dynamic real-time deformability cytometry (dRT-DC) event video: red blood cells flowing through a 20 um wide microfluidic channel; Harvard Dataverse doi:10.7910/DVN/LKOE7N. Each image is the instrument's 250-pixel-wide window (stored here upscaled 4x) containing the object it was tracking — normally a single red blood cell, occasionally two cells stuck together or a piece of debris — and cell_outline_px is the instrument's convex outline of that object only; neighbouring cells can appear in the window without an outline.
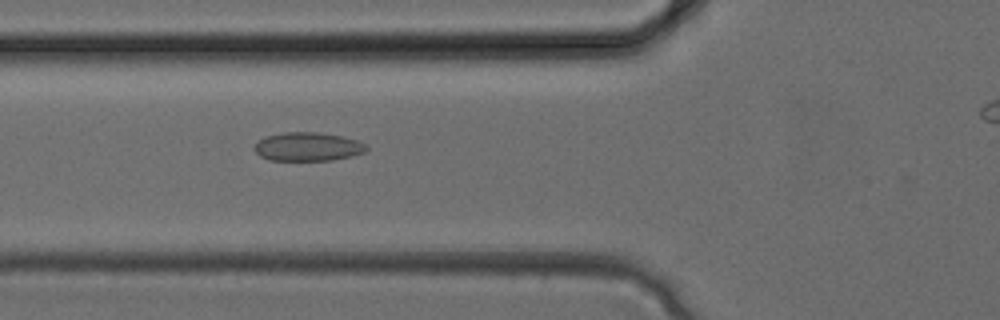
{"species": "common noctule bat (a hibernating species)", "species_latin": "Nyctalus noctula", "temperature_condition": "cold", "stored_images_in_passage": 23, "camera_frame_rate_fps": 3000, "um_per_image_px": 0.085, "animal": {"sex": "female", "body_mass_g": 24.6, "forearm_length_mm": 56.2}, "frame": {"image": 1, "passage_image": 5, "time_ms": 1.333, "image_size_px": [1000, 320], "cell_outline_px": [[368, 148], [364, 152], [352, 156], [332, 160], [268, 160], [260, 156], [252, 148], [264, 136], [284, 132], [320, 132], [340, 136], [356, 140], [364, 144]], "centroid_in_image_um": [26.13, 12.47], "position_along_channel_um": 99.7, "area_um2": 18.67}}
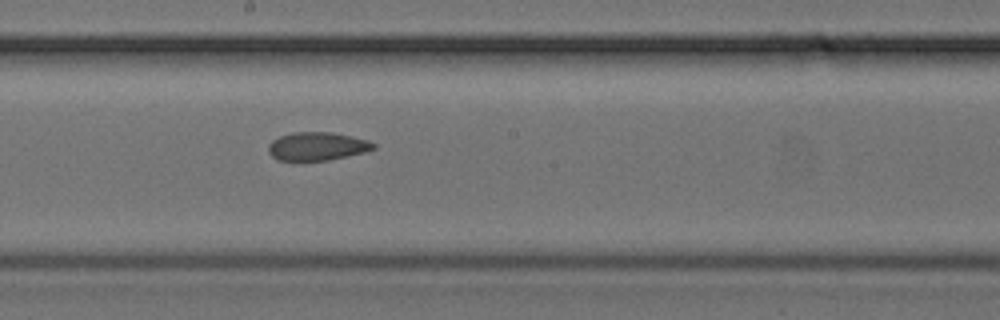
{"frame": {"image": 2, "passage_image": 11, "time_ms": 3.333, "image_size_px": [1000, 320], "cell_outline_px": [[376, 148], [364, 152], [348, 156], [328, 160], [276, 160], [268, 152], [268, 144], [272, 140], [280, 136], [292, 132], [332, 132], [352, 136], [368, 140], [376, 144]], "centroid_in_image_um": [26.96, 12.43], "position_along_channel_um": 221.2, "area_um2": 17.4}}
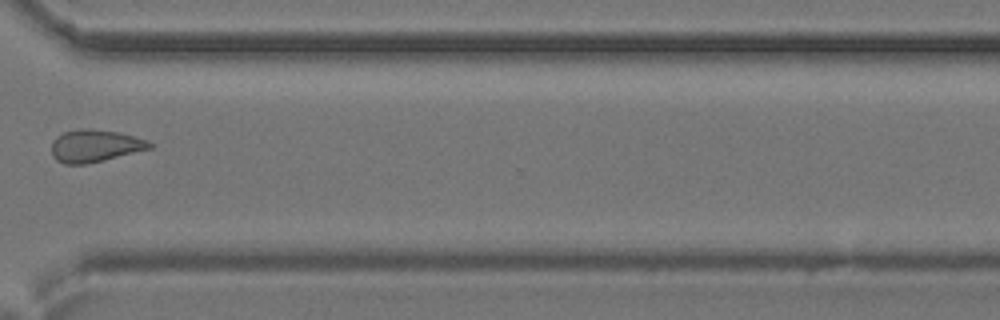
{"frame": {"image": 3, "passage_image": 18, "time_ms": 5.667, "image_size_px": [1000, 320], "cell_outline_px": [[152, 148], [104, 160], [84, 164], [64, 164], [56, 160], [52, 156], [52, 140], [56, 136], [64, 132], [88, 128], [120, 132], [148, 140], [152, 144]], "centroid_in_image_um": [8.07, 12.39], "position_along_channel_um": 362.5, "area_um2": 18.5}}